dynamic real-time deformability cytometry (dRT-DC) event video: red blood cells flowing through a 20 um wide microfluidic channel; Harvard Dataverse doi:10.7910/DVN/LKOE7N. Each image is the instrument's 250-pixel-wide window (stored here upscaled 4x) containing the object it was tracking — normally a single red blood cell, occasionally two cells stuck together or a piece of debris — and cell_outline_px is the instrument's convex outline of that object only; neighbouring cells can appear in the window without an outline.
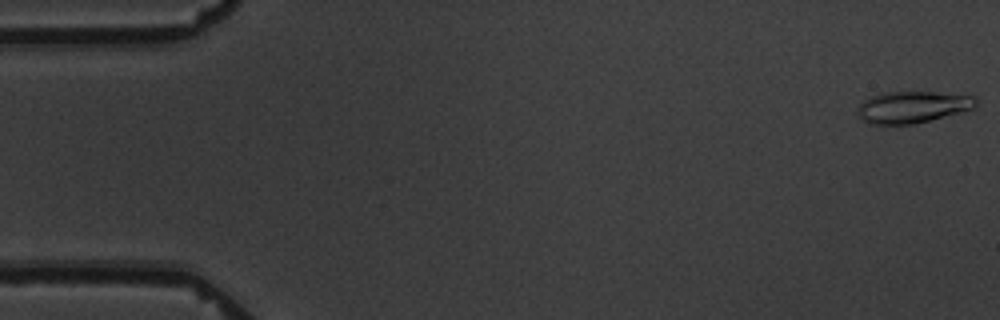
{"species": "common noctule bat (a hibernating species)", "species_latin": "Nyctalus noctula", "temperature_condition": "warm", "stored_images_in_passage": 7, "camera_frame_rate_fps": 3000, "um_per_image_px": 0.085, "animal": {"sex": "male", "body_mass_g": 19.5, "forearm_length_mm": 54.6}, "frame": {"image": 1, "passage_image": 1, "time_ms": 0.0, "image_size_px": [1000, 320], "cell_outline_px": [[976, 104], [972, 108], [916, 124], [868, 124], [860, 120], [856, 112], [856, 108], [864, 100], [872, 96], [884, 92], [936, 92], [976, 96]], "centroid_in_image_um": [77.49, 9.1], "position_along_channel_um": 7.5, "area_um2": 21.85}}